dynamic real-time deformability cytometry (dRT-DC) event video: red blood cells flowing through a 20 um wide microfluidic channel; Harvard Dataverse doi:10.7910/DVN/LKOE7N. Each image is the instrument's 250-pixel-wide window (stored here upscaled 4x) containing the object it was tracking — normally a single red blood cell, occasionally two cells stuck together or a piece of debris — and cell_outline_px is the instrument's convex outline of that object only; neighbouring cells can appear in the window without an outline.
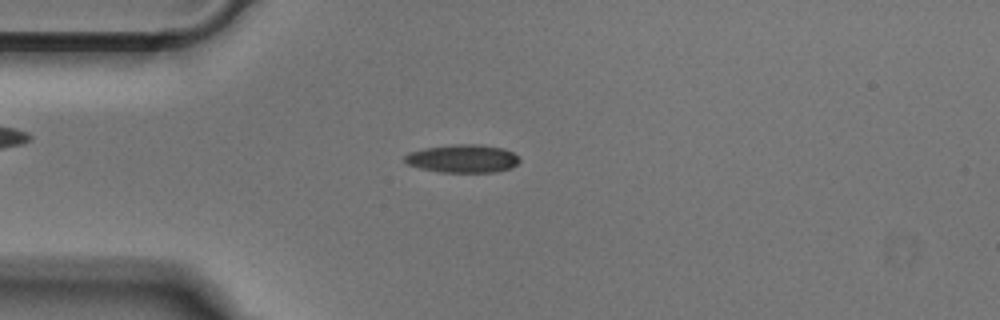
{"species": "Egyptian fruit bat (a non-hibernating species)", "species_latin": "Rousettus aegyptiacus", "temperature_condition": "cold", "stored_images_in_passage": 50, "camera_frame_rate_fps": 3000, "um_per_image_px": 0.085, "animal": {"sex": "male"}, "frame": {"image": 1, "passage_image": 12, "time_ms": 3.667, "image_size_px": [1000, 320], "cell_outline_px": [[520, 160], [512, 168], [496, 172], [440, 172], [420, 168], [408, 164], [404, 160], [404, 156], [408, 152], [424, 148], [452, 144], [480, 144], [504, 148], [512, 152]], "centroid_in_image_um": [39.32, 13.47], "position_along_channel_um": 45.7, "area_um2": 18.9}}
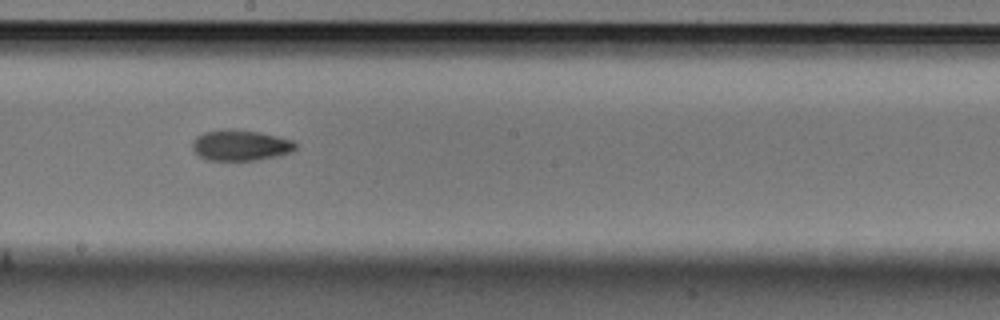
{"frame": {"image": 2, "passage_image": 27, "time_ms": 8.667, "image_size_px": [1000, 320], "cell_outline_px": [[296, 148], [292, 152], [276, 156], [256, 160], [208, 160], [200, 156], [192, 148], [192, 140], [196, 136], [204, 132], [228, 128], [232, 128], [260, 132], [292, 140], [296, 144]], "centroid_in_image_um": [20.42, 12.33], "position_along_channel_um": 227.8, "area_um2": 18.55}}
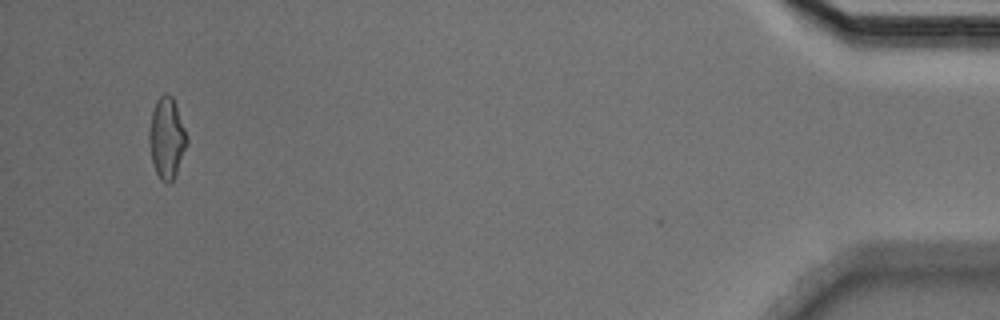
{"frame": {"image": 3, "passage_image": 48, "time_ms": 15.667, "image_size_px": [1000, 320], "cell_outline_px": [[188, 144], [176, 172], [172, 180], [168, 184], [160, 180], [156, 172], [152, 160], [148, 140], [148, 132], [152, 112], [156, 100], [164, 92], [172, 96], [188, 136]], "centroid_in_image_um": [14.17, 11.72], "position_along_channel_um": 421.0, "area_um2": 17.8}}